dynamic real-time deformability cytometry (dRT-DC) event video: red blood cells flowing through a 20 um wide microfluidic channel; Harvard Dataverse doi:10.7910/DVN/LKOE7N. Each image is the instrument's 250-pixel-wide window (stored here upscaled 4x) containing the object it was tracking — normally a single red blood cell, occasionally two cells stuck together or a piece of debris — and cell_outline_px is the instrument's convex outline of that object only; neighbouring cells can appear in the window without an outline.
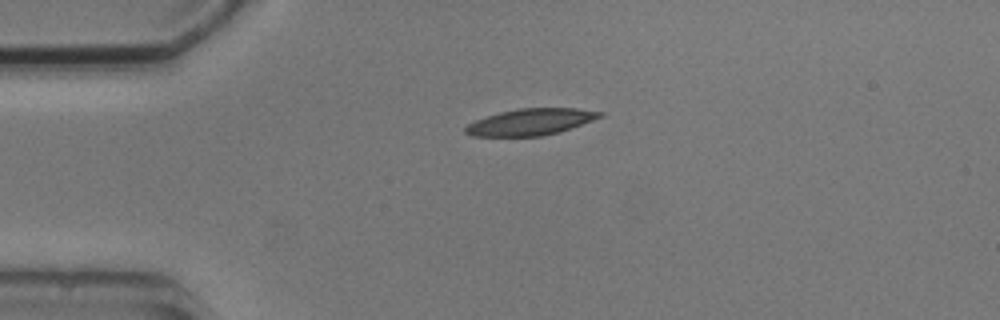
{"species": "common noctule bat (a hibernating species)", "species_latin": "Nyctalus noctula", "temperature_condition": "cold", "stored_images_in_passage": 3, "camera_frame_rate_fps": 3000, "um_per_image_px": 0.085, "animal": {"sex": "male", "body_mass_g": 20.5, "forearm_length_mm": 52.5}, "frame": {"image": 1, "passage_image": 1, "time_ms": 0.0, "image_size_px": [1000, 320], "cell_outline_px": [[604, 116], [560, 132], [540, 136], [472, 136], [464, 132], [464, 128], [468, 124], [476, 120], [500, 112], [516, 108], [576, 108], [604, 112]], "centroid_in_image_um": [45.12, 10.36], "position_along_channel_um": 39.9, "area_um2": 20.75}}